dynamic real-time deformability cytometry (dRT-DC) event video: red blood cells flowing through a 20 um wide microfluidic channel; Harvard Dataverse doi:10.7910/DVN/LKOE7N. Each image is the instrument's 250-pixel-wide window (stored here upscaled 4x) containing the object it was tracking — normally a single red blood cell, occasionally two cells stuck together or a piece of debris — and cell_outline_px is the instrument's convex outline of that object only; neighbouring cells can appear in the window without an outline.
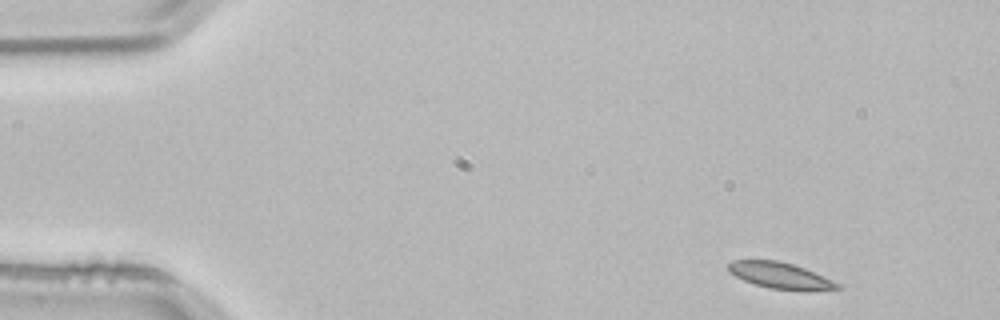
{"species": "common noctule bat (a hibernating species)", "species_latin": "Nyctalus noctula", "temperature_condition": "room temperature", "stored_images_in_passage": 4, "segment_of_instrument_passage": [1, 2], "camera_frame_rate_fps": 3000, "um_per_image_px": 0.085, "animal": {"sex": "male", "body_mass_g": 21.5, "forearm_length_mm": 52.0}, "frame": {"image": 1, "passage_image": 1, "time_ms": 0.0, "image_size_px": [1000, 320], "cell_outline_px": [[844, 288], [768, 288], [744, 280], [728, 272], [728, 264], [732, 260], [776, 260], [792, 264], [804, 268], [840, 284]], "centroid_in_image_um": [66.19, 23.36], "position_along_channel_um": 18.8, "area_um2": 15.66}}